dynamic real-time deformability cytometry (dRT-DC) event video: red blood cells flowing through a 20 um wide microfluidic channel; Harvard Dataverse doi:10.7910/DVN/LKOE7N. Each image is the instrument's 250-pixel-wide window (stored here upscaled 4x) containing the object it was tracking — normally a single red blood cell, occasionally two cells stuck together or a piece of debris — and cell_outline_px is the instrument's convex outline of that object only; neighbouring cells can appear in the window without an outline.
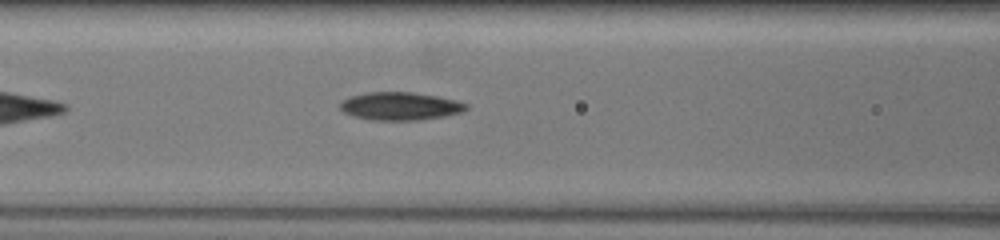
{"species": "common noctule bat (a hibernating species)", "species_latin": "Nyctalus noctula", "temperature_condition": "warm", "stored_images_in_passage": 19, "camera_frame_rate_fps": 3000, "um_per_image_px": 0.085, "animal": {"sex": "female", "body_mass_g": 19.5, "forearm_length_mm": 54.1}, "frame": {"image": 1, "passage_image": 11, "time_ms": 3.333, "image_size_px": [1000, 240], "cell_outline_px": [[468, 108], [460, 112], [444, 116], [420, 120], [372, 120], [352, 116], [344, 112], [340, 108], [340, 100], [348, 96], [368, 92], [412, 92], [436, 96], [456, 100], [468, 104]], "centroid_in_image_um": [33.97, 9.02], "position_along_channel_um": 132.6, "area_um2": 20.63}}